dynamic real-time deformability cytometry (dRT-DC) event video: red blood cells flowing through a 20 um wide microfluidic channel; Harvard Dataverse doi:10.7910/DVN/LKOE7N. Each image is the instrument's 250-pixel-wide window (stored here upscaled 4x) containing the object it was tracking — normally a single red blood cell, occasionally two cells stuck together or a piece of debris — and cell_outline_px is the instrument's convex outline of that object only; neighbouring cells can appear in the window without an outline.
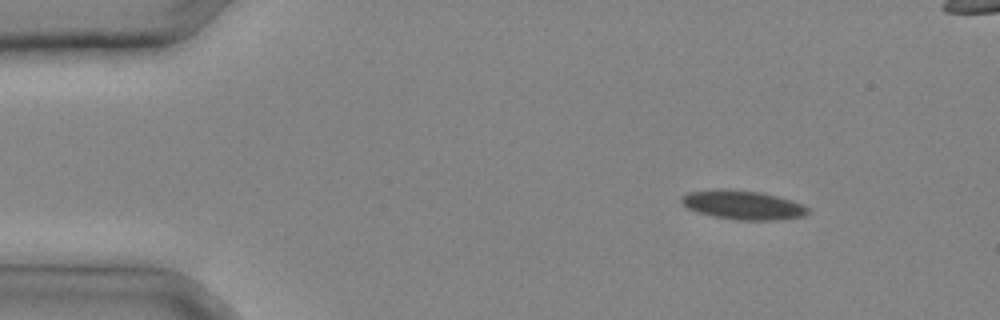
{"species": "common noctule bat (a hibernating species)", "species_latin": "Nyctalus noctula", "temperature_condition": "cold", "stored_images_in_passage": 29, "segment_of_instrument_passage": [1, 2], "camera_frame_rate_fps": 3000, "um_per_image_px": 0.085, "animal": {"sex": "male", "body_mass_g": 20.4}, "frame": {"image": 1, "passage_image": 1, "time_ms": 0.0, "image_size_px": [1000, 320], "cell_outline_px": [[808, 212], [804, 216], [780, 220], [736, 220], [696, 212], [688, 208], [680, 200], [680, 196], [688, 192], [716, 188], [728, 188], [760, 192], [792, 200], [804, 204], [808, 208]], "centroid_in_image_um": [63.13, 17.41], "position_along_channel_um": 21.9, "area_um2": 21.62}}
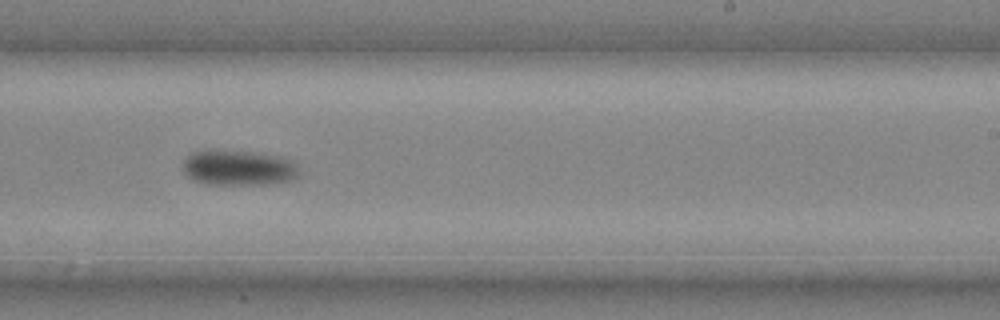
{"frame": {"image": 2, "passage_image": 17, "time_ms": 5.333, "image_size_px": [1000, 320], "cell_outline_px": [[300, 176], [292, 180], [276, 184], [208, 184], [196, 180], [188, 176], [180, 168], [180, 164], [192, 152], [252, 152], [284, 156], [292, 160], [300, 168]], "centroid_in_image_um": [20.37, 14.29], "position_along_channel_um": 268.6, "area_um2": 23.93}}
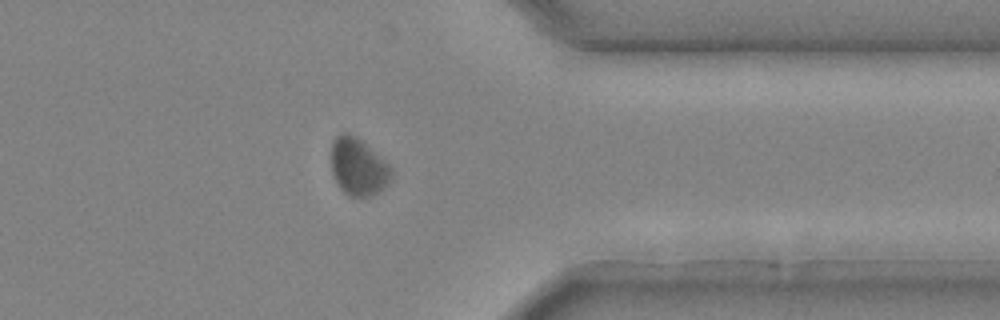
{"frame": {"image": 3, "passage_image": 23, "time_ms": 7.333, "image_size_px": [1000, 320], "cell_outline_px": [[392, 180], [376, 192], [368, 196], [348, 196], [340, 188], [332, 172], [332, 140], [340, 132], [348, 132], [356, 136], [384, 160], [392, 168]], "centroid_in_image_um": [30.44, 14.15], "position_along_channel_um": 381.0, "area_um2": 19.88}}